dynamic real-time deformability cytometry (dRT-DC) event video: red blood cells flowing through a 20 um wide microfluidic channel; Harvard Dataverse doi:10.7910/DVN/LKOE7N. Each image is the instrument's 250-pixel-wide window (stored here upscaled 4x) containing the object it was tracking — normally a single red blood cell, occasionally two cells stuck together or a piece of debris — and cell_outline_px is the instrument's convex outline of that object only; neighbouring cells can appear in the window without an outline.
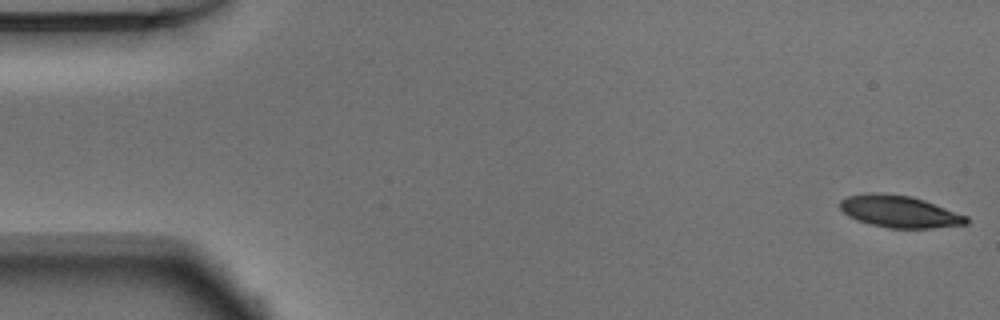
{"species": "Egyptian fruit bat (a non-hibernating species)", "species_latin": "Rousettus aegyptiacus", "temperature_condition": "warm", "stored_images_in_passage": 51, "camera_frame_rate_fps": 3000, "um_per_image_px": 0.085, "animal": {"sex": "male"}, "frame": {"image": 1, "passage_image": 1, "time_ms": 0.0, "image_size_px": [1000, 320], "cell_outline_px": [[968, 224], [932, 228], [888, 228], [868, 224], [856, 220], [848, 216], [840, 208], [840, 200], [848, 196], [868, 192], [880, 192], [908, 196], [924, 200], [968, 216]], "centroid_in_image_um": [76.43, 17.98], "position_along_channel_um": 8.6, "area_um2": 23.64}}
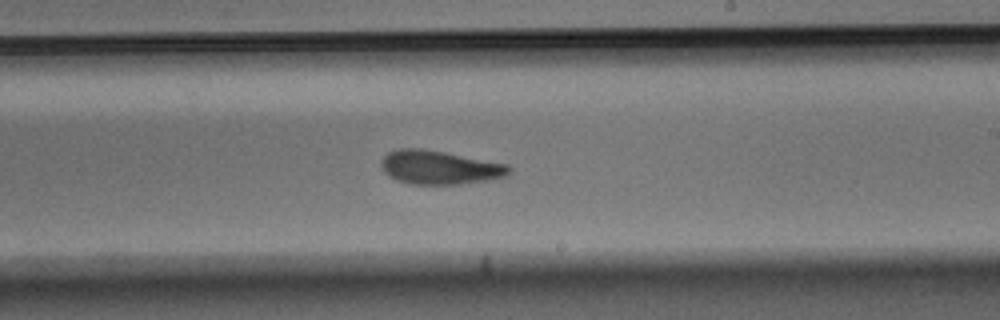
{"frame": {"image": 2, "passage_image": 30, "time_ms": 9.667, "image_size_px": [1000, 320], "cell_outline_px": [[512, 172], [508, 176], [488, 180], [460, 184], [412, 184], [396, 180], [388, 176], [384, 172], [380, 164], [380, 160], [388, 152], [400, 148], [424, 148], [508, 164], [512, 168]], "centroid_in_image_um": [37.37, 14.23], "position_along_channel_um": 251.6, "area_um2": 25.43}}
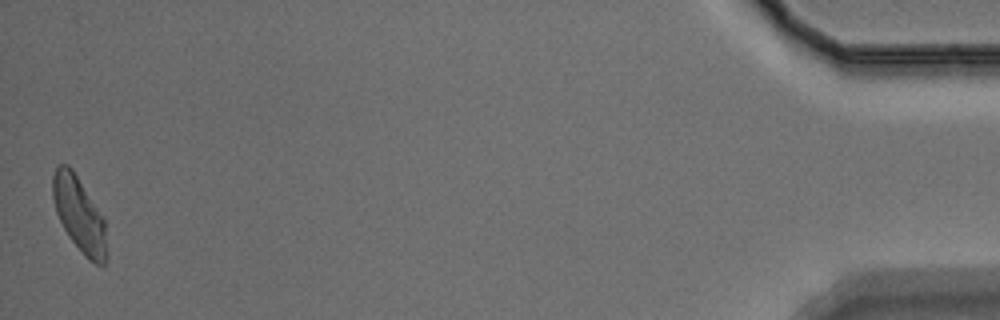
{"frame": {"image": 3, "passage_image": 51, "time_ms": 16.667, "image_size_px": [1000, 320], "cell_outline_px": [[108, 256], [104, 268], [88, 260], [84, 256], [68, 236], [56, 212], [52, 196], [52, 176], [56, 168], [60, 164], [68, 164], [72, 168], [104, 216]], "centroid_in_image_um": [6.77, 18.27], "position_along_channel_um": 428.4, "area_um2": 24.04}, "authors_computed_cell_mechanics": {"area_um2": 24.6228, "velocity_mm_per_s": 3.8763, "shape_relaxation_time_tau1_ms": 5.1541, "shape_relaxation_time_tau2_ms": 2.1439, "deformation_change_tau1": 0.1732, "deformation_change_tau2": 0.0833}}